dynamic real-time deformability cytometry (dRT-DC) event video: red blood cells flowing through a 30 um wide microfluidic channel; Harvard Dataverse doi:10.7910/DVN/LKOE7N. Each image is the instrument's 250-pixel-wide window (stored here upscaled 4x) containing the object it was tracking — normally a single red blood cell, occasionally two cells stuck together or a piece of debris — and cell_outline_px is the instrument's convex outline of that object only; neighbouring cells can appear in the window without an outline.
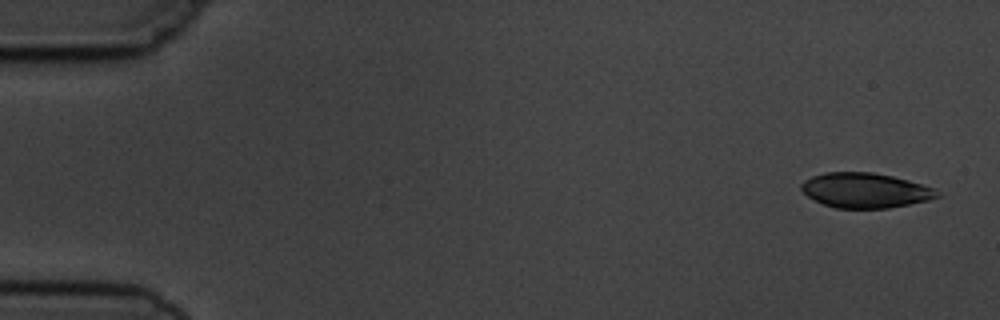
{"species": "common noctule bat (a hibernating species)", "species_latin": "Nyctalus noctula", "temperature_condition": "cold", "stored_images_in_passage": 4, "camera_frame_rate_fps": 3000, "um_per_image_px": 0.085, "animal": {"sex": "male", "body_mass_g": 19.5, "forearm_length_mm": 54.6}, "frame": {"image": 1, "passage_image": 1, "time_ms": 0.0, "image_size_px": [1000, 320], "cell_outline_px": [[940, 196], [928, 200], [888, 208], [836, 208], [824, 204], [808, 196], [800, 188], [800, 184], [804, 180], [812, 176], [824, 172], [872, 172], [892, 176], [908, 180], [936, 188], [940, 192]], "centroid_in_image_um": [73.56, 16.17], "position_along_channel_um": 11.4, "area_um2": 27.63}}
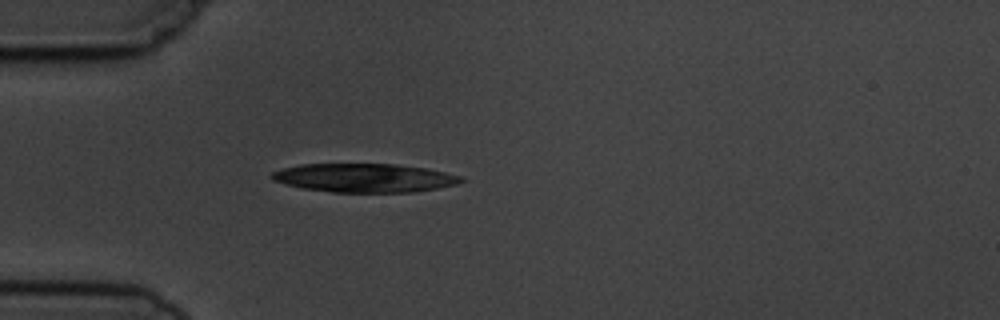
{"frame": {"image": 2, "passage_image": 4, "time_ms": 4.333, "image_size_px": [1000, 320], "cell_outline_px": [[468, 180], [456, 184], [436, 188], [412, 192], [332, 192], [300, 188], [284, 184], [272, 180], [272, 172], [284, 168], [300, 164], [396, 164], [428, 168], [464, 176]], "centroid_in_image_um": [31.01, 15.12], "position_along_channel_um": 54.0, "area_um2": 31.85}}